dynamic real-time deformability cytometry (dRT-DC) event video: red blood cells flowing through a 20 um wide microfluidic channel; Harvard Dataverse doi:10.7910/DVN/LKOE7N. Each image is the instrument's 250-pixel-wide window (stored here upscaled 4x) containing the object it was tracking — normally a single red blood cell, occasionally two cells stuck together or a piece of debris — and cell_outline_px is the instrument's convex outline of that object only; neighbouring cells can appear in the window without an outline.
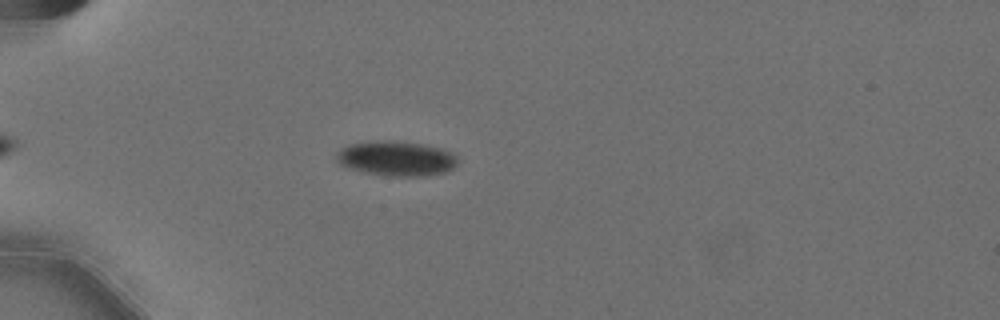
{"species": "Egyptian fruit bat (a non-hibernating species)", "species_latin": "Rousettus aegyptiacus", "temperature_condition": "cold", "stored_images_in_passage": 52, "camera_frame_rate_fps": 3000, "um_per_image_px": 0.085, "animal": {"sex": "female"}, "frame": {"image": 1, "passage_image": 12, "time_ms": 3.667, "image_size_px": [1000, 320], "cell_outline_px": [[460, 160], [448, 172], [420, 176], [392, 176], [364, 172], [348, 168], [340, 164], [336, 160], [336, 152], [340, 148], [348, 144], [372, 140], [392, 140], [420, 144], [444, 148], [452, 152]], "centroid_in_image_um": [33.68, 13.45], "position_along_channel_um": 51.3, "area_um2": 24.97}}
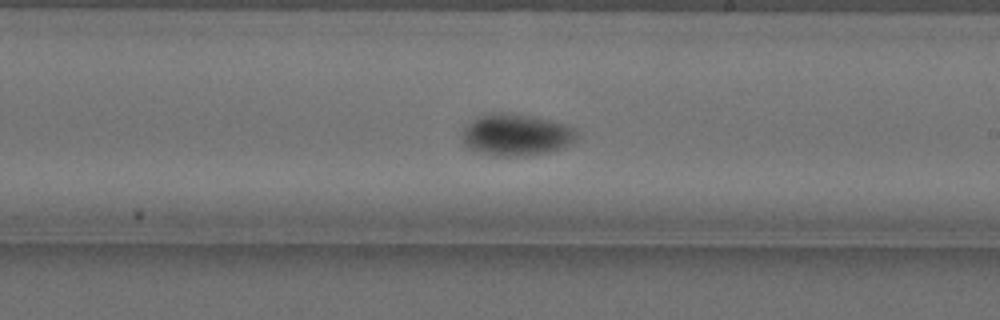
{"frame": {"image": 2, "passage_image": 30, "time_ms": 9.667, "image_size_px": [1000, 320], "cell_outline_px": [[576, 136], [568, 144], [560, 148], [544, 152], [516, 156], [496, 156], [468, 148], [464, 144], [464, 128], [472, 120], [480, 116], [500, 112], [504, 112], [532, 116], [564, 124], [576, 128]], "centroid_in_image_um": [43.86, 11.45], "position_along_channel_um": 245.1, "area_um2": 27.11}}
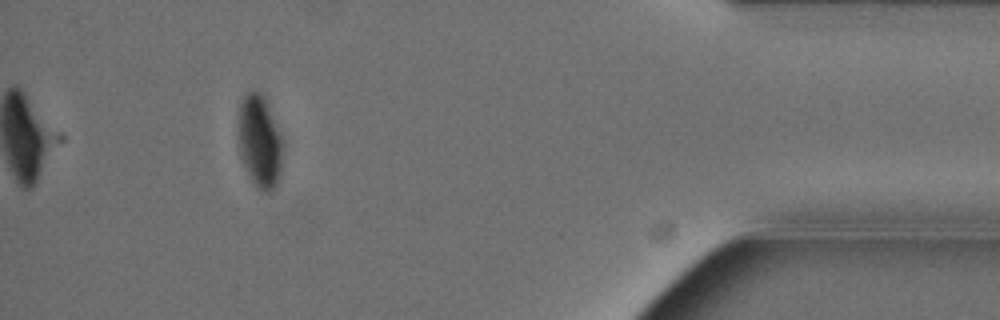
{"frame": {"image": 3, "passage_image": 48, "time_ms": 15.667, "image_size_px": [1000, 320], "cell_outline_px": [[284, 144], [280, 172], [276, 188], [272, 192], [264, 192], [256, 188], [244, 164], [240, 152], [236, 136], [240, 104], [244, 96], [248, 92], [260, 92], [264, 96], [280, 132]], "centroid_in_image_um": [22.08, 12.05], "position_along_channel_um": 413.1, "area_um2": 24.39}, "authors_computed_cell_mechanics": {"area_um2": 24.9407, "velocity_mm_per_s": 3.578, "shape_relaxation_time_tau1_ms": 5.1903, "shape_relaxation_time_tau2_ms": null, "deformation_change_tau1": 0.1165, "deformation_change_tau2": null}}